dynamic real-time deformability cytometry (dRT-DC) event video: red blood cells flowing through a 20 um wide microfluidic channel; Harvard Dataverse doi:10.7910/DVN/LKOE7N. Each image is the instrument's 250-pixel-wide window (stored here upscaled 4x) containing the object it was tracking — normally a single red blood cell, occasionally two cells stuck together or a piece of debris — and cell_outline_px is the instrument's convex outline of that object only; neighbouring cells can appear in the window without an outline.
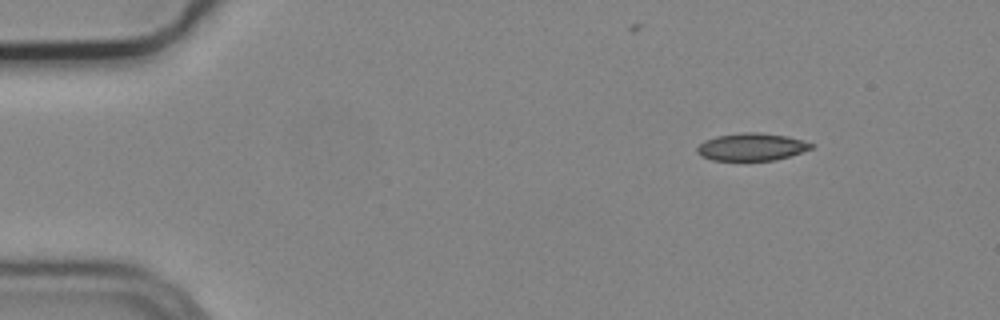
{"species": "common noctule bat (a hibernating species)", "species_latin": "Nyctalus noctula", "temperature_condition": "cold", "stored_images_in_passage": 8, "camera_frame_rate_fps": 3000, "um_per_image_px": 0.085, "animal": {"sex": "male", "body_mass_g": 19.2, "forearm_length_mm": 51.8}, "frame": {"image": 1, "passage_image": 1, "time_ms": 0.0, "image_size_px": [1000, 320], "cell_outline_px": [[816, 144], [812, 148], [776, 160], [712, 160], [700, 156], [696, 152], [696, 148], [704, 140], [716, 136], [740, 132], [760, 132], [788, 136], [804, 140]], "centroid_in_image_um": [63.88, 12.47], "position_along_channel_um": 21.1, "area_um2": 18.44}}
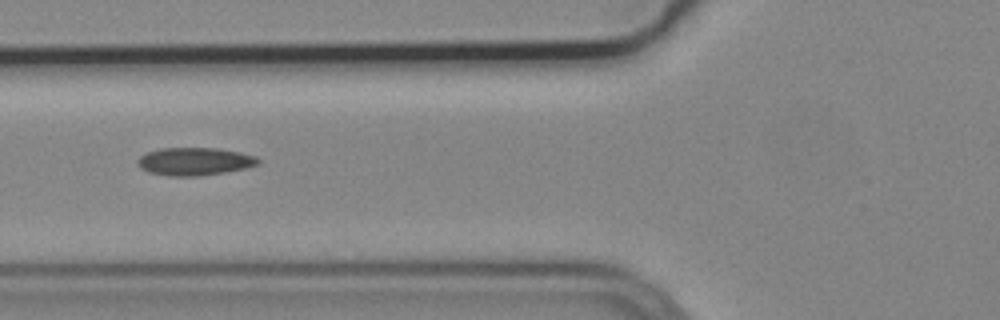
{"frame": {"image": 2, "passage_image": 5, "time_ms": 1.333, "image_size_px": [1000, 320], "cell_outline_px": [[260, 164], [244, 168], [224, 172], [196, 176], [168, 176], [148, 172], [140, 168], [136, 164], [136, 160], [144, 152], [160, 148], [216, 148], [240, 152], [256, 156], [260, 160]], "centroid_in_image_um": [16.49, 13.71], "position_along_channel_um": 109.3, "area_um2": 19.71}}
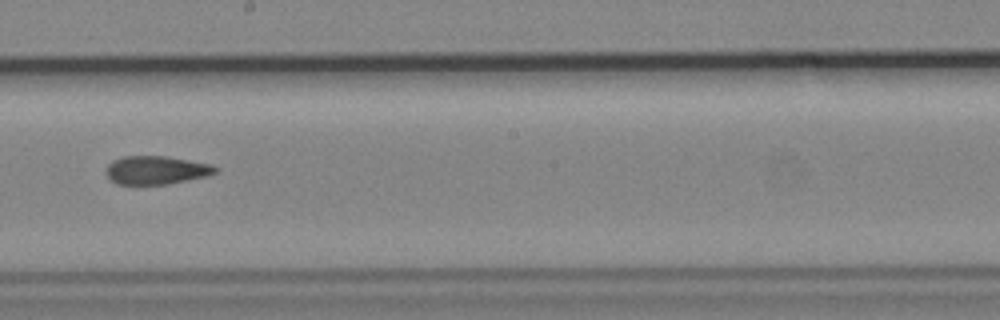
{"frame": {"image": 3, "passage_image": 8, "time_ms": 2.333, "image_size_px": [1000, 320], "cell_outline_px": [[220, 168], [216, 172], [208, 176], [168, 184], [116, 184], [104, 172], [108, 164], [112, 160], [124, 156], [168, 156], [212, 164]], "centroid_in_image_um": [13.3, 14.45], "position_along_channel_um": 234.9, "area_um2": 18.26}}